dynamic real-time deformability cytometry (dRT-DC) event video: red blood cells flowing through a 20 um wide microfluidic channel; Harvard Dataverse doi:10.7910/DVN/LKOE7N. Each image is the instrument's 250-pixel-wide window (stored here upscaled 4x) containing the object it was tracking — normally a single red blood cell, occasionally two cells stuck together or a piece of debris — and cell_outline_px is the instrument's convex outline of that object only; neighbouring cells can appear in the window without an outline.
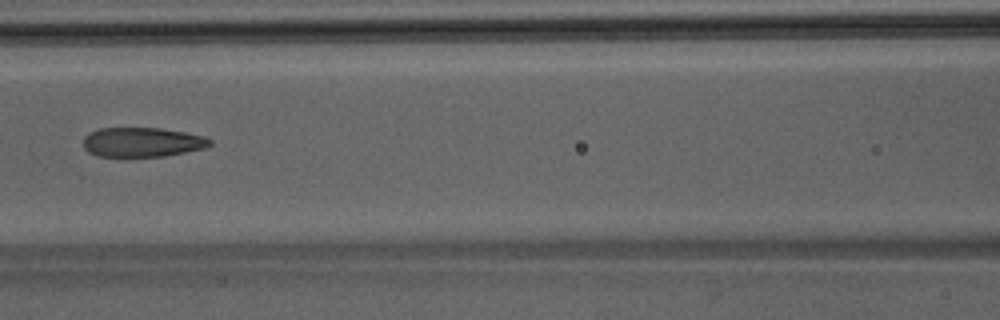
{"species": "Egyptian fruit bat (a non-hibernating species)", "species_latin": "Rousettus aegyptiacus", "temperature_condition": "room temperature", "stored_images_in_passage": 49, "camera_frame_rate_fps": 3000, "um_per_image_px": 0.085, "animal": {"sex": "male"}, "frame": {"image": 1, "passage_image": 22, "time_ms": 7.0, "image_size_px": [1000, 320], "cell_outline_px": [[212, 144], [208, 148], [164, 156], [96, 156], [88, 152], [84, 148], [84, 136], [88, 132], [100, 128], [160, 128], [184, 132], [204, 136], [212, 140]], "centroid_in_image_um": [12.1, 12.08], "position_along_channel_um": 154.5, "area_um2": 21.91}}
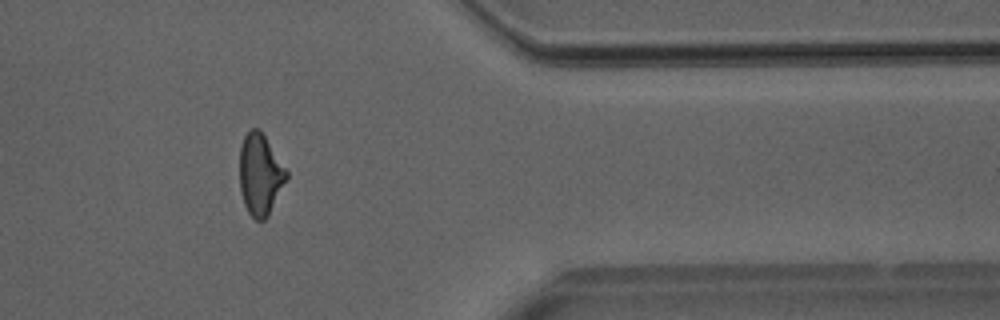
{"frame": {"image": 2, "passage_image": 40, "time_ms": 13.0, "image_size_px": [1000, 320], "cell_outline_px": [[288, 176], [268, 216], [264, 220], [256, 220], [248, 212], [244, 204], [240, 192], [240, 148], [244, 136], [252, 128], [260, 128], [288, 172]], "centroid_in_image_um": [22.1, 14.82], "position_along_channel_um": 389.3, "area_um2": 22.08}}
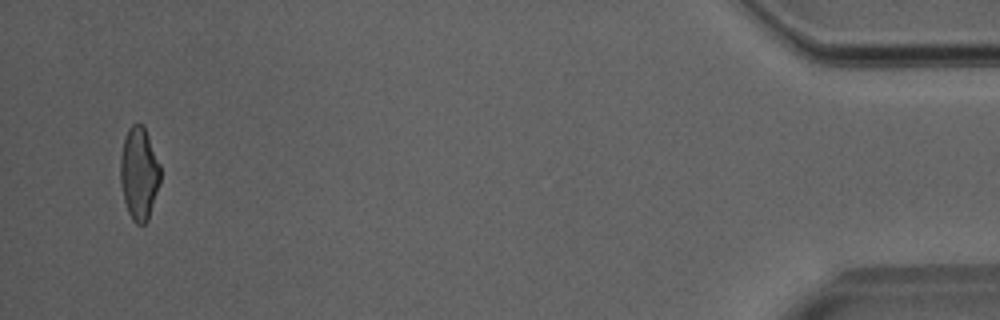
{"frame": {"image": 3, "passage_image": 47, "time_ms": 15.333, "image_size_px": [1000, 320], "cell_outline_px": [[160, 184], [148, 220], [144, 224], [136, 224], [132, 220], [128, 212], [124, 200], [120, 184], [120, 156], [124, 136], [128, 128], [132, 124], [144, 124], [160, 164]], "centroid_in_image_um": [11.82, 14.73], "position_along_channel_um": 423.4, "area_um2": 21.96}}